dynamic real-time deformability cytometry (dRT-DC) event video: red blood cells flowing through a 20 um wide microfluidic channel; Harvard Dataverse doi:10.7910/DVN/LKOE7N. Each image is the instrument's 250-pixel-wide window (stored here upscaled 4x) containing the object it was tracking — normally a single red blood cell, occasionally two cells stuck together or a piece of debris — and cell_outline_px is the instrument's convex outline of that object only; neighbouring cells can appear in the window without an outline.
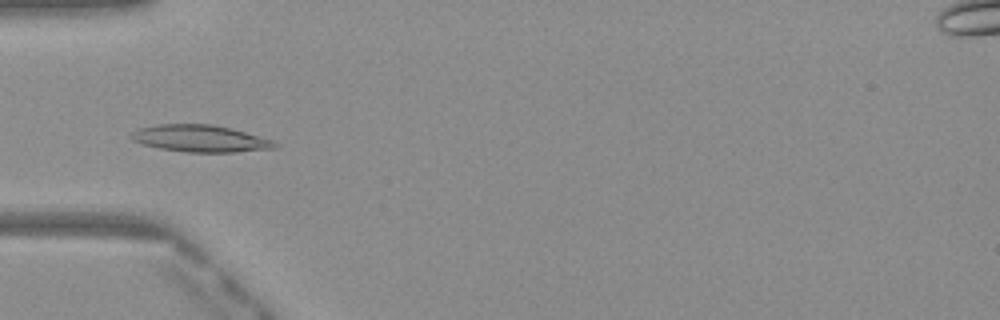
{"species": "Egyptian fruit bat (a non-hibernating species)", "species_latin": "Rousettus aegyptiacus", "temperature_condition": "warm", "stored_images_in_passage": 51, "camera_frame_rate_fps": 3000, "um_per_image_px": 0.085, "frame": {"image": 1, "passage_image": 17, "time_ms": 5.333, "image_size_px": [1000, 320], "cell_outline_px": [[280, 144], [276, 148], [236, 152], [188, 152], [160, 148], [144, 144], [132, 140], [128, 136], [132, 132], [140, 128], [160, 124], [212, 124], [232, 128], [272, 140]], "centroid_in_image_um": [17.04, 11.77], "position_along_channel_um": 68.0, "area_um2": 22.48}}
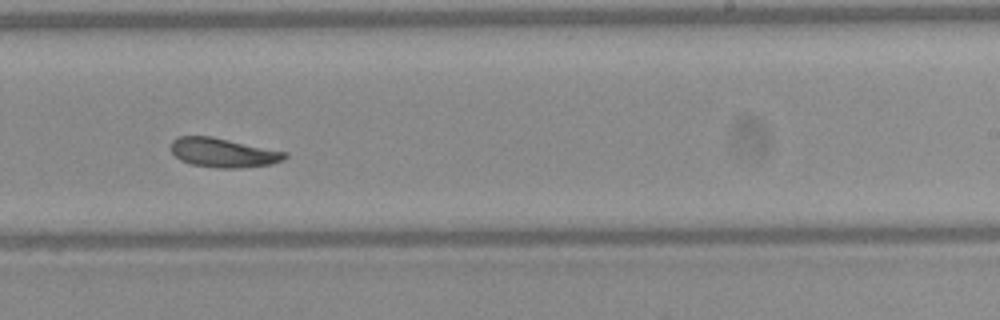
{"frame": {"image": 2, "passage_image": 32, "time_ms": 10.333, "image_size_px": [1000, 320], "cell_outline_px": [[288, 156], [284, 160], [272, 164], [240, 168], [216, 168], [192, 164], [180, 160], [168, 148], [168, 144], [172, 140], [180, 136], [212, 136], [288, 152]], "centroid_in_image_um": [18.97, 12.97], "position_along_channel_um": 270.0, "area_um2": 19.71}}
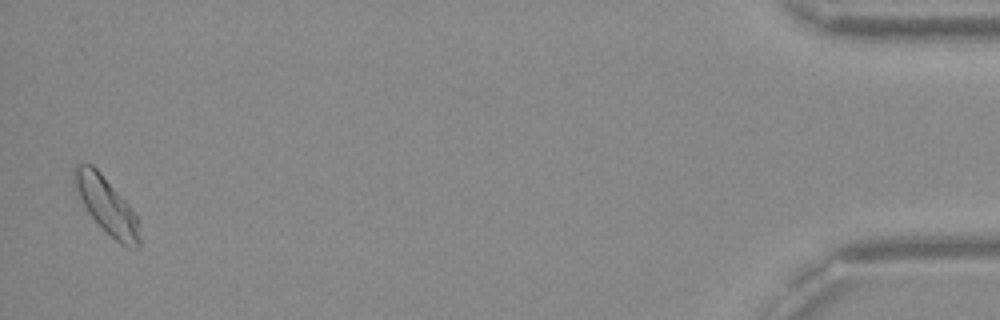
{"frame": {"image": 3, "passage_image": 50, "time_ms": 16.333, "image_size_px": [1000, 320], "cell_outline_px": [[140, 248], [128, 248], [120, 244], [88, 212], [80, 200], [72, 184], [72, 168], [76, 164], [92, 164], [100, 172], [132, 208], [136, 216], [140, 240]], "centroid_in_image_um": [9.02, 17.42], "position_along_channel_um": 426.2, "area_um2": 21.33}, "authors_computed_cell_mechanics": {"area_um2": 20.23, "velocity_mm_per_s": 4.0419, "shape_relaxation_time_tau1_ms": 2.7917, "shape_relaxation_time_tau2_ms": null, "deformation_change_tau1": 0.1053, "deformation_change_tau2": null}}